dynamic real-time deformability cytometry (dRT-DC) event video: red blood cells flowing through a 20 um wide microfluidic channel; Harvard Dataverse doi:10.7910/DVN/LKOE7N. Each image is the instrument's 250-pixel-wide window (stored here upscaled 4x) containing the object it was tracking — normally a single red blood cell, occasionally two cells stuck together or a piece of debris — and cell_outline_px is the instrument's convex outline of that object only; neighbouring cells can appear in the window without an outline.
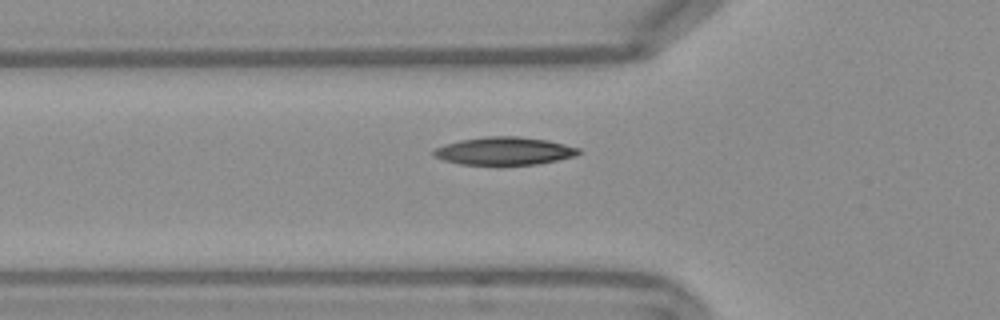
{"species": "Egyptian fruit bat (a non-hibernating species)", "species_latin": "Rousettus aegyptiacus", "temperature_condition": "warm", "stored_images_in_passage": 39, "camera_frame_rate_fps": 3000, "um_per_image_px": 0.085, "frame": {"image": 1, "passage_image": 7, "time_ms": 2.0, "image_size_px": [1000, 320], "cell_outline_px": [[580, 152], [576, 156], [536, 164], [500, 168], [496, 168], [460, 164], [444, 160], [432, 156], [432, 152], [436, 148], [444, 144], [460, 140], [484, 136], [516, 136], [548, 140], [580, 148]], "centroid_in_image_um": [42.82, 12.88], "position_along_channel_um": 83.0, "area_um2": 24.57}}
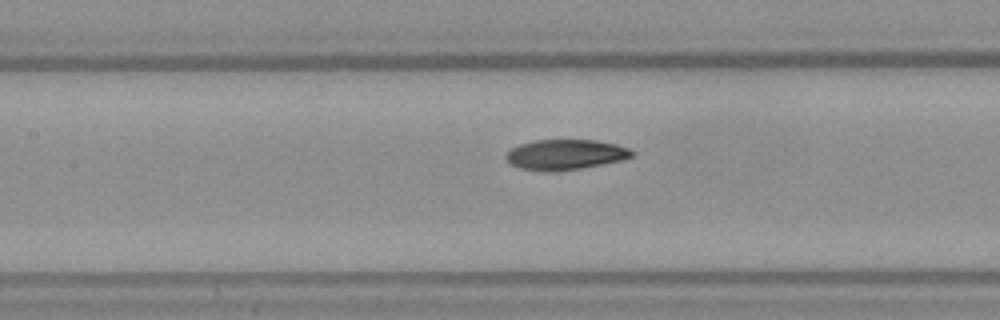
{"frame": {"image": 2, "passage_image": 13, "time_ms": 4.0, "image_size_px": [1000, 320], "cell_outline_px": [[636, 156], [620, 160], [580, 168], [552, 172], [520, 168], [512, 164], [504, 156], [512, 148], [520, 144], [536, 140], [596, 140], [616, 144], [628, 148], [636, 152]], "centroid_in_image_um": [48.09, 13.13], "position_along_channel_um": 159.3, "area_um2": 22.02}}
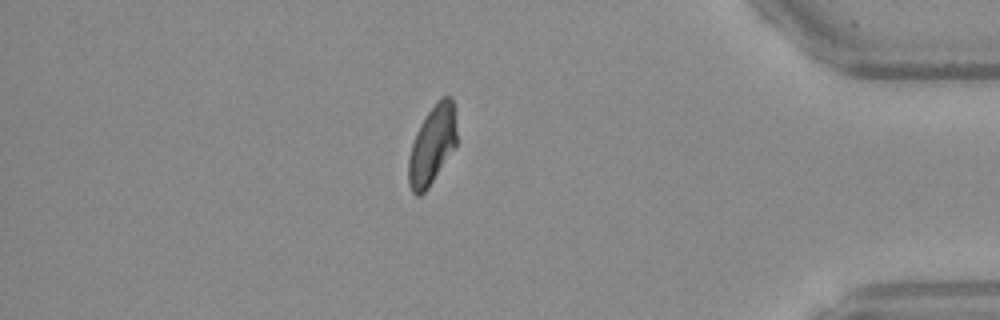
{"frame": {"image": 3, "passage_image": 35, "time_ms": 11.333, "image_size_px": [1000, 320], "cell_outline_px": [[456, 144], [428, 188], [420, 196], [416, 196], [412, 192], [408, 184], [408, 160], [412, 144], [416, 132], [420, 124], [428, 112], [440, 96], [452, 96], [456, 132]], "centroid_in_image_um": [36.7, 12.34], "position_along_channel_um": 398.5, "area_um2": 21.85}}